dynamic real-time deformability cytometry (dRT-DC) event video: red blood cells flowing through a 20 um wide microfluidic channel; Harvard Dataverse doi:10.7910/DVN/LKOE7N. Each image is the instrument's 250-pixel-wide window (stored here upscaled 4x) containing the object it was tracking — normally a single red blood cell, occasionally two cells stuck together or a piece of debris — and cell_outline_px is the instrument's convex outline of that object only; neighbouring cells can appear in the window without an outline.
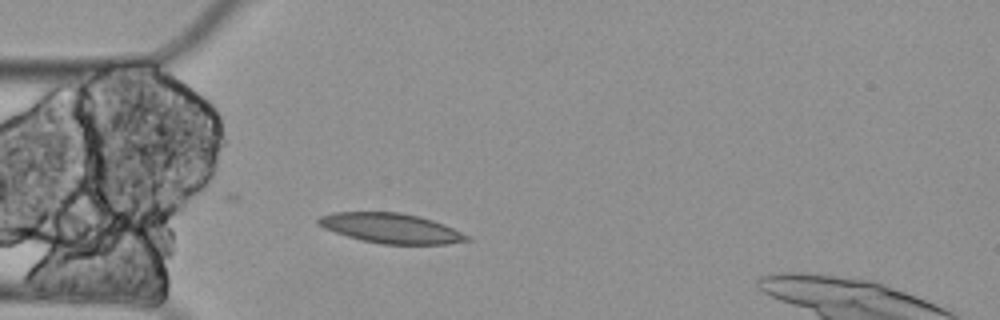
{"species": "Egyptian fruit bat (a non-hibernating species)", "species_latin": "Rousettus aegyptiacus", "temperature_condition": "cold", "stored_images_in_passage": 2, "camera_frame_rate_fps": 3000, "um_per_image_px": 0.085, "animal": {"sex": "female"}, "frame": {"image": 1, "passage_image": 2, "time_ms": 0.333, "image_size_px": [1000, 320], "cell_outline_px": [[472, 240], [448, 244], [380, 244], [360, 240], [324, 228], [316, 220], [320, 216], [332, 212], [400, 212], [432, 220], [472, 236]], "centroid_in_image_um": [33.26, 19.41], "position_along_channel_um": 51.7, "area_um2": 25.78}}